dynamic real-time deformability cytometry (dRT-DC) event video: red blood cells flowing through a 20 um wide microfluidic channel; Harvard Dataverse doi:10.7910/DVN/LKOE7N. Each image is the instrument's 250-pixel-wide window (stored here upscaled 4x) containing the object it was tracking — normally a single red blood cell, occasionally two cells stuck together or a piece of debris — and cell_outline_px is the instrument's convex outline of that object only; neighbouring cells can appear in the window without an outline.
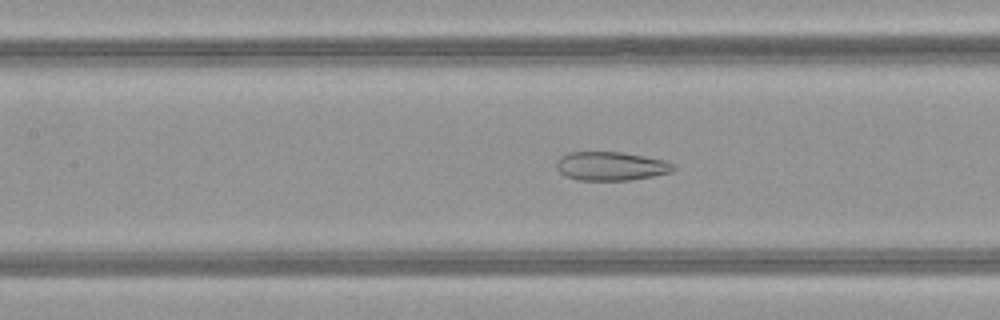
{"species": "common noctule bat (a hibernating species)", "species_latin": "Nyctalus noctula", "temperature_condition": "warm", "stored_images_in_passage": 43, "camera_frame_rate_fps": 3000, "um_per_image_px": 0.085, "animal": {"sex": "female", "body_mass_g": 21.9}, "frame": {"image": 1, "passage_image": 23, "time_ms": 7.333, "image_size_px": [1000, 320], "cell_outline_px": [[676, 168], [672, 172], [652, 176], [628, 180], [576, 180], [564, 176], [556, 168], [556, 160], [560, 156], [568, 152], [620, 152], [644, 156], [664, 160], [672, 164]], "centroid_in_image_um": [51.88, 14.12], "position_along_channel_um": 155.5, "area_um2": 19.65}}
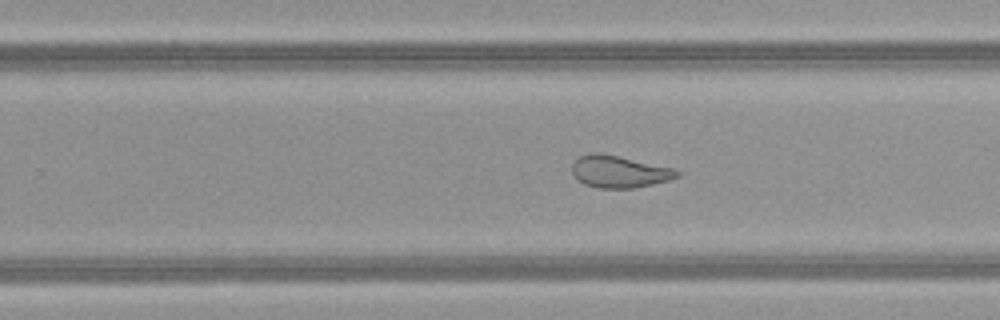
{"frame": {"image": 2, "passage_image": 32, "time_ms": 10.333, "image_size_px": [1000, 320], "cell_outline_px": [[680, 176], [668, 180], [652, 184], [632, 188], [596, 188], [584, 184], [572, 172], [572, 164], [580, 156], [588, 152], [600, 152], [676, 168], [680, 172]], "centroid_in_image_um": [52.65, 14.57], "position_along_channel_um": 277.1, "area_um2": 19.71}}
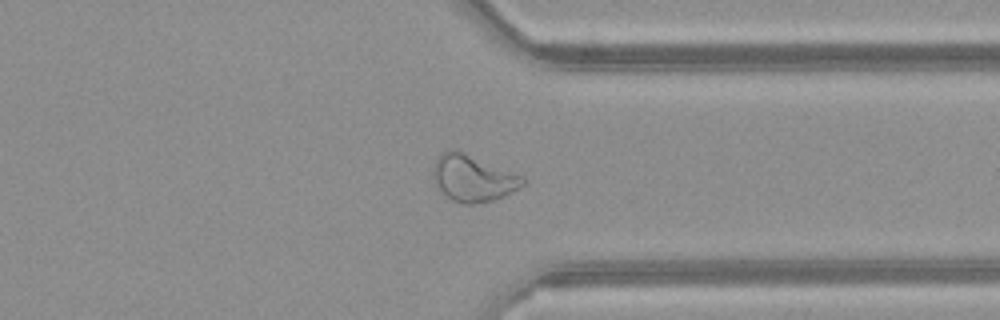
{"frame": {"image": 3, "passage_image": 39, "time_ms": 12.667, "image_size_px": [1000, 320], "cell_outline_px": [[528, 180], [524, 184], [504, 196], [496, 200], [472, 204], [464, 204], [452, 200], [436, 184], [432, 172], [432, 168], [436, 156], [440, 152], [448, 148], [452, 148], [524, 176]], "centroid_in_image_um": [40.19, 15.13], "position_along_channel_um": 371.2, "area_um2": 24.33}, "authors_computed_cell_mechanics": {"area_um2": 25.3164, "velocity_mm_per_s": 4.076, "shape_relaxation_time_tau1_ms": null, "shape_relaxation_time_tau2_ms": 1.3116, "deformation_change_tau1": null, "deformation_change_tau2": 0.0891}}